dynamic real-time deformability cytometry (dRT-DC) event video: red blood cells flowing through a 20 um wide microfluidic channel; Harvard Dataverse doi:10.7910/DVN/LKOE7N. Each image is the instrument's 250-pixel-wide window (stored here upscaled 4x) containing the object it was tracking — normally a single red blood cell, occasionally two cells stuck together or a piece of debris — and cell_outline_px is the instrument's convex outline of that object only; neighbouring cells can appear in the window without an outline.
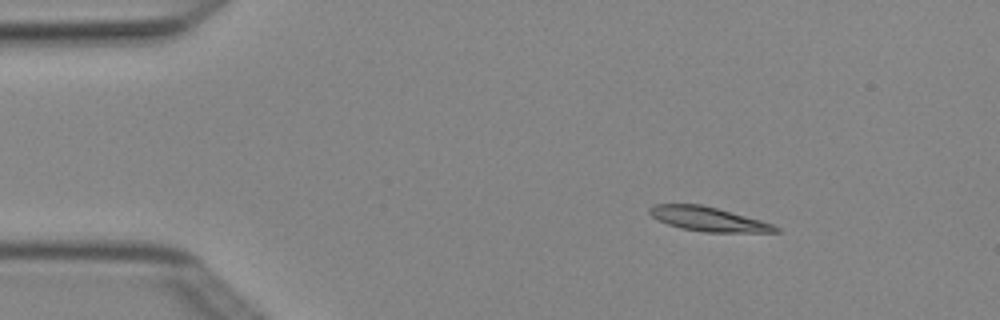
{"species": "Egyptian fruit bat (a non-hibernating species)", "species_latin": "Rousettus aegyptiacus", "temperature_condition": "cold", "stored_images_in_passage": 3, "camera_frame_rate_fps": 3000, "um_per_image_px": 0.085, "animal": {"sex": "female"}, "frame": {"image": 1, "passage_image": 1, "time_ms": 0.0, "image_size_px": [1000, 320], "cell_outline_px": [[780, 232], [704, 232], [680, 228], [668, 224], [652, 216], [648, 212], [648, 208], [656, 204], [700, 204], [716, 208], [760, 220], [772, 224], [780, 228]], "centroid_in_image_um": [60.19, 18.62], "position_along_channel_um": 24.8, "area_um2": 17.57}}
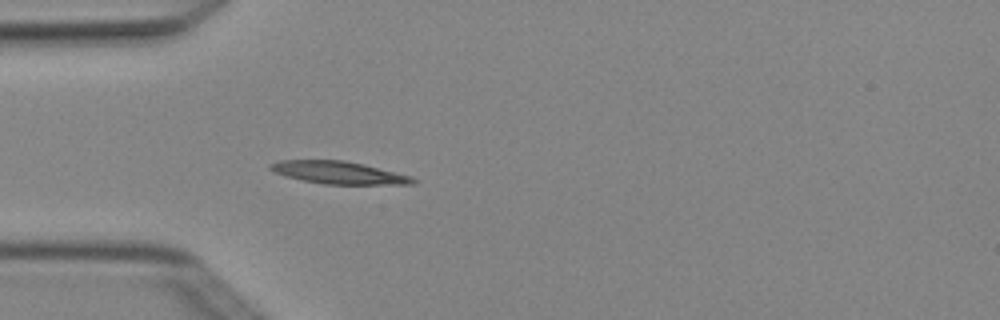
{"frame": {"image": 2, "passage_image": 3, "time_ms": 0.667, "image_size_px": [1000, 320], "cell_outline_px": [[420, 180], [416, 184], [324, 184], [284, 176], [272, 172], [268, 168], [268, 164], [280, 160], [344, 160], [412, 176]], "centroid_in_image_um": [28.77, 14.67], "position_along_channel_um": 56.2, "area_um2": 18.73}}